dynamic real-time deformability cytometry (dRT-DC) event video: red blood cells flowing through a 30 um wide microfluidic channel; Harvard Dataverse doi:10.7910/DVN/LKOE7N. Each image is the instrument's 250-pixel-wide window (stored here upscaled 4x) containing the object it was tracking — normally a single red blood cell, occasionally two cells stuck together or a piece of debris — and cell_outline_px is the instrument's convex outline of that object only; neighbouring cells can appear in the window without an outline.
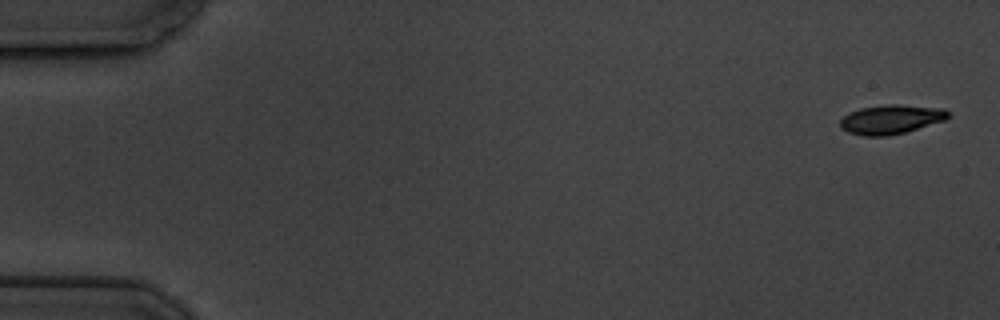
{"species": "common noctule bat (a hibernating species)", "species_latin": "Nyctalus noctula", "temperature_condition": "cold", "stored_images_in_passage": 6, "camera_frame_rate_fps": 3000, "um_per_image_px": 0.085, "animal": {"sex": "male", "body_mass_g": 19.5, "forearm_length_mm": 54.6}, "frame": {"image": 1, "passage_image": 1, "time_ms": 0.0, "image_size_px": [1000, 320], "cell_outline_px": [[948, 116], [944, 120], [904, 132], [888, 136], [864, 136], [848, 132], [840, 128], [840, 120], [848, 112], [860, 108], [888, 104], [900, 104], [944, 108], [948, 112]], "centroid_in_image_um": [75.69, 10.14], "position_along_channel_um": 9.3, "area_um2": 18.32}}
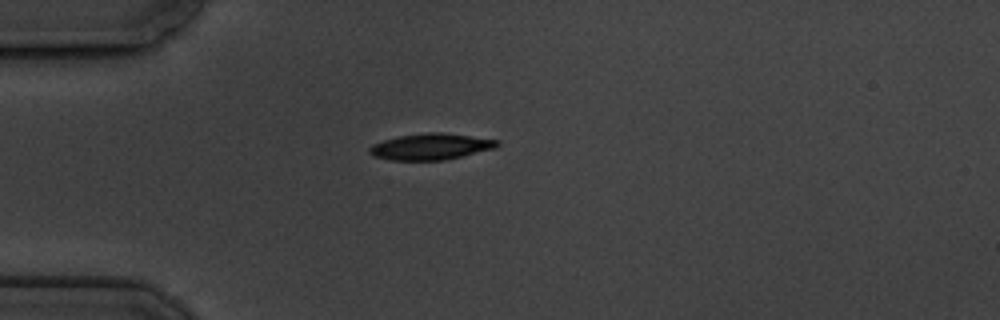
{"frame": {"image": 2, "passage_image": 5, "time_ms": 4.667, "image_size_px": [1000, 320], "cell_outline_px": [[500, 144], [496, 148], [444, 160], [392, 160], [372, 156], [368, 152], [368, 148], [372, 144], [384, 140], [400, 136], [428, 132], [440, 132], [500, 140]], "centroid_in_image_um": [36.61, 12.46], "position_along_channel_um": 48.4, "area_um2": 19.48}}